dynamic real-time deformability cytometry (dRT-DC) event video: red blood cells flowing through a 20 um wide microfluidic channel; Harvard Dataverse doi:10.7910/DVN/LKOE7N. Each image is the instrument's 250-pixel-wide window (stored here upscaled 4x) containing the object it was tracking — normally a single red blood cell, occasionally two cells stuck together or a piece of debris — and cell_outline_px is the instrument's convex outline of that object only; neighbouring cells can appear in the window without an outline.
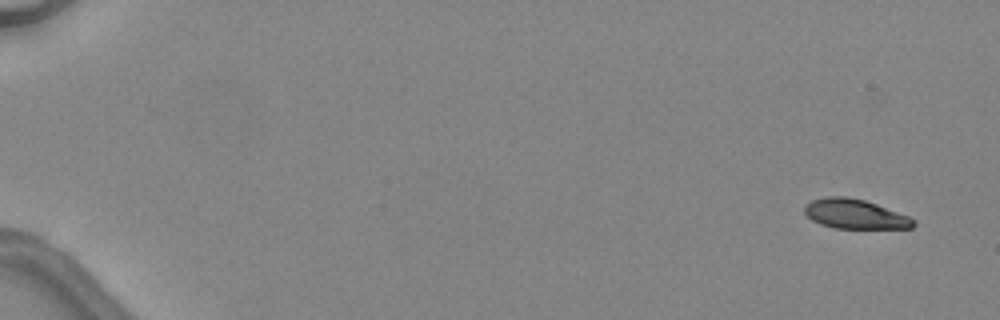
{"species": "common noctule bat (a hibernating species)", "species_latin": "Nyctalus noctula", "temperature_condition": "warm", "stored_images_in_passage": 4, "camera_frame_rate_fps": 3000, "um_per_image_px": 0.085, "animal": {"sex": "female", "body_mass_g": 24.6, "forearm_length_mm": 56.2}, "frame": {"image": 1, "passage_image": 1, "time_ms": 0.0, "image_size_px": [1000, 320], "cell_outline_px": [[916, 224], [912, 228], [836, 228], [820, 224], [812, 220], [804, 212], [804, 204], [812, 200], [824, 196], [844, 196], [864, 200], [876, 204], [908, 216], [916, 220]], "centroid_in_image_um": [72.65, 18.19], "position_along_channel_um": 12.4, "area_um2": 18.73}}